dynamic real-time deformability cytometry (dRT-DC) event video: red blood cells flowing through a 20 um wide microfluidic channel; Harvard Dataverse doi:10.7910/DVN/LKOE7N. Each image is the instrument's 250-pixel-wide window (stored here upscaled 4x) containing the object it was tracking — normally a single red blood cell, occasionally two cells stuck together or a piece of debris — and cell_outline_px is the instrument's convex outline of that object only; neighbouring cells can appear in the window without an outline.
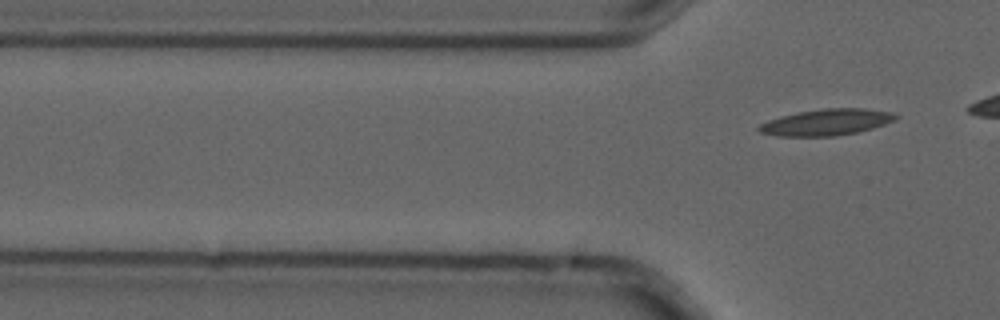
{"species": "common noctule bat (a hibernating species)", "species_latin": "Nyctalus noctula", "temperature_condition": "cold", "stored_images_in_passage": 8, "camera_frame_rate_fps": 3000, "um_per_image_px": 0.085, "animal": {"sex": "male", "forearm_length_mm": 52.5}, "frame": {"image": 1, "passage_image": 8, "time_ms": 2.333, "image_size_px": [1000, 320], "cell_outline_px": [[900, 116], [896, 120], [872, 128], [856, 132], [832, 136], [776, 136], [760, 132], [756, 128], [760, 124], [768, 120], [780, 116], [800, 112], [824, 108], [864, 108], [892, 112]], "centroid_in_image_um": [70.25, 10.38], "position_along_channel_um": 55.5, "area_um2": 20.92}}